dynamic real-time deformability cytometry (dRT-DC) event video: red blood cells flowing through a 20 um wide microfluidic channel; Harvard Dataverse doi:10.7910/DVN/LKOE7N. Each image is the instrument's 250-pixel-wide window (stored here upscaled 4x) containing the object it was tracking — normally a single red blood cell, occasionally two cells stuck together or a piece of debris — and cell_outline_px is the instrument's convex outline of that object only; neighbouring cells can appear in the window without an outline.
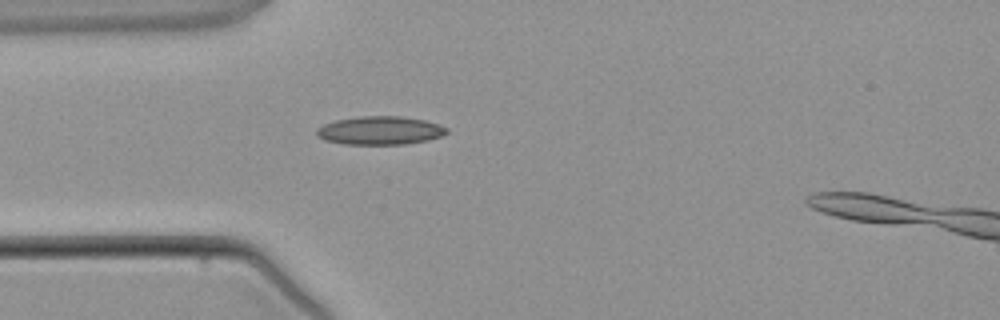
{"species": "common noctule bat (a hibernating species)", "species_latin": "Nyctalus noctula", "temperature_condition": "warm", "stored_images_in_passage": 4, "camera_frame_rate_fps": 3000, "um_per_image_px": 0.085, "animal": {"sex": "male", "body_mass_g": 21.5, "forearm_length_mm": 52.0}, "frame": {"image": 1, "passage_image": 3, "time_ms": 3.0, "image_size_px": [1000, 320], "cell_outline_px": [[448, 132], [440, 136], [428, 140], [404, 144], [344, 144], [324, 140], [316, 136], [316, 128], [324, 124], [336, 120], [360, 116], [400, 116], [424, 120], [440, 124], [448, 128]], "centroid_in_image_um": [32.29, 11.09], "position_along_channel_um": 52.7, "area_um2": 21.56}}